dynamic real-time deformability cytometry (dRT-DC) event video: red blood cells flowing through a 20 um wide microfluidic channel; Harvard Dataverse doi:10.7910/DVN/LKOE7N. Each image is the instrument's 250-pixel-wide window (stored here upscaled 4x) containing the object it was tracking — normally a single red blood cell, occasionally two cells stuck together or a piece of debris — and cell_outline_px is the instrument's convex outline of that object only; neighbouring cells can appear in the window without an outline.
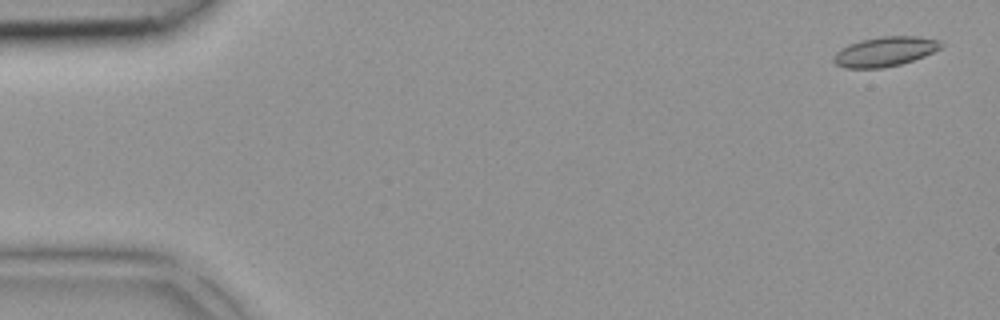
{"species": "common noctule bat (a hibernating species)", "species_latin": "Nyctalus noctula", "temperature_condition": "room temperature", "stored_images_in_passage": 43, "camera_frame_rate_fps": 3000, "um_per_image_px": 0.085, "animal": {"sex": "female", "body_mass_g": 18.4}, "frame": {"image": 1, "passage_image": 2, "time_ms": 0.333, "image_size_px": [1000, 320], "cell_outline_px": [[944, 44], [940, 48], [924, 56], [900, 64], [884, 68], [844, 68], [836, 64], [832, 60], [832, 56], [840, 48], [848, 44], [860, 40], [880, 36], [920, 36], [940, 40]], "centroid_in_image_um": [75.19, 4.37], "position_along_channel_um": 9.8, "area_um2": 18.73}}
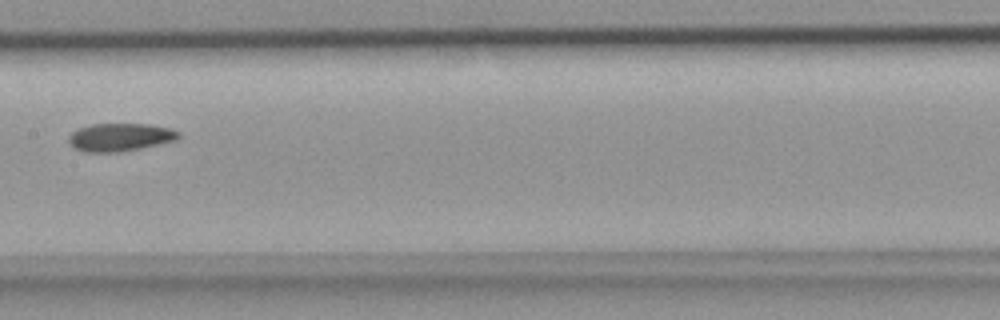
{"frame": {"image": 2, "passage_image": 22, "time_ms": 7.0, "image_size_px": [1000, 320], "cell_outline_px": [[180, 136], [176, 140], [140, 148], [120, 152], [84, 152], [72, 148], [68, 144], [68, 136], [76, 128], [92, 124], [148, 124], [172, 128], [180, 132]], "centroid_in_image_um": [10.16, 11.66], "position_along_channel_um": 197.2, "area_um2": 18.15}}
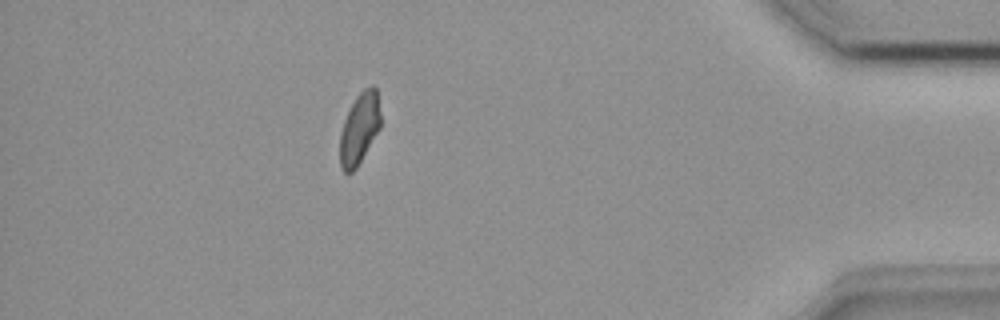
{"frame": {"image": 3, "passage_image": 38, "time_ms": 12.333, "image_size_px": [1000, 320], "cell_outline_px": [[380, 128], [356, 168], [352, 172], [344, 172], [340, 168], [340, 132], [344, 120], [356, 96], [364, 88], [372, 84], [376, 88], [380, 112]], "centroid_in_image_um": [30.55, 10.92], "position_along_channel_um": 404.7, "area_um2": 16.76}}